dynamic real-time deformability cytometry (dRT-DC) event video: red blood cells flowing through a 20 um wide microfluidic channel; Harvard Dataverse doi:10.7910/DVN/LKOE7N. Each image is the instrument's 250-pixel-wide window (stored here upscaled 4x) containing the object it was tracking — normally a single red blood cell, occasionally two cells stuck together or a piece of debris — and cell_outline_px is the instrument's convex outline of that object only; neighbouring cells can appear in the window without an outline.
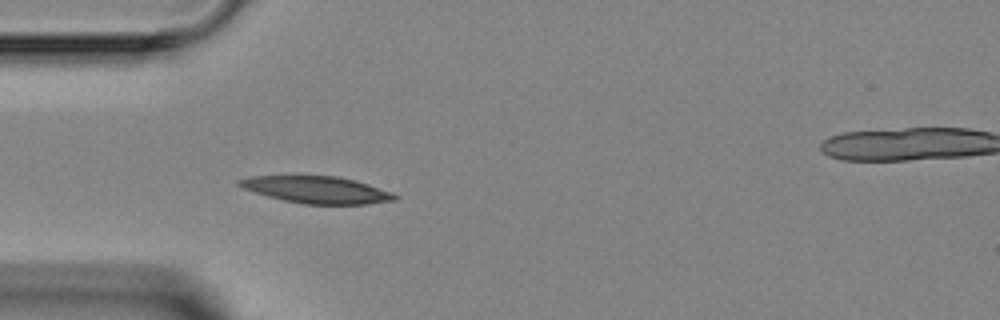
{"species": "Egyptian fruit bat (a non-hibernating species)", "species_latin": "Rousettus aegyptiacus", "temperature_condition": "room temperature", "stored_images_in_passage": 4, "camera_frame_rate_fps": 3000, "um_per_image_px": 0.085, "animal": {"sex": "female"}, "frame": {"image": 1, "passage_image": 3, "time_ms": 2.333, "image_size_px": [1000, 320], "cell_outline_px": [[400, 196], [396, 200], [368, 204], [304, 204], [284, 200], [268, 196], [244, 188], [236, 184], [236, 180], [248, 176], [336, 176], [356, 180], [392, 192]], "centroid_in_image_um": [26.95, 16.13], "position_along_channel_um": 58.0, "area_um2": 24.39}}